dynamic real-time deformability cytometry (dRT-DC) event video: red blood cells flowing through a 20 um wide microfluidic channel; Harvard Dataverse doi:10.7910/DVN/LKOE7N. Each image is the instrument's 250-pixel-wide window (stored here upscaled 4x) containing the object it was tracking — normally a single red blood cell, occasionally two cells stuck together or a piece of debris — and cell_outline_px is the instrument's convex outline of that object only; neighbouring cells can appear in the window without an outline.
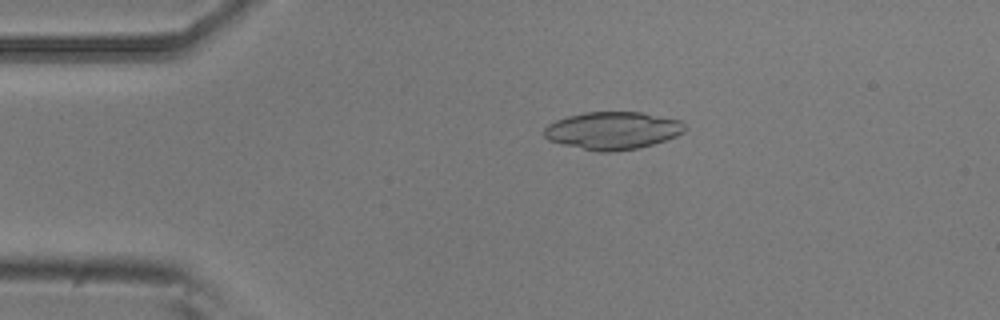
{"species": "common noctule bat (a hibernating species)", "species_latin": "Nyctalus noctula", "temperature_condition": "room temperature", "stored_images_in_passage": 4, "camera_frame_rate_fps": 3000, "um_per_image_px": 0.085, "animal": {"sex": "male", "body_mass_g": 20.5, "forearm_length_mm": 52.5}, "frame": {"image": 1, "passage_image": 3, "time_ms": 0.667, "image_size_px": [1000, 320], "cell_outline_px": [[688, 128], [684, 132], [676, 136], [652, 144], [636, 148], [612, 152], [596, 152], [548, 140], [544, 136], [544, 128], [548, 124], [556, 120], [568, 116], [584, 112], [640, 112], [684, 120]], "centroid_in_image_um": [52.11, 11.09], "position_along_channel_um": 32.9, "area_um2": 30.98}}